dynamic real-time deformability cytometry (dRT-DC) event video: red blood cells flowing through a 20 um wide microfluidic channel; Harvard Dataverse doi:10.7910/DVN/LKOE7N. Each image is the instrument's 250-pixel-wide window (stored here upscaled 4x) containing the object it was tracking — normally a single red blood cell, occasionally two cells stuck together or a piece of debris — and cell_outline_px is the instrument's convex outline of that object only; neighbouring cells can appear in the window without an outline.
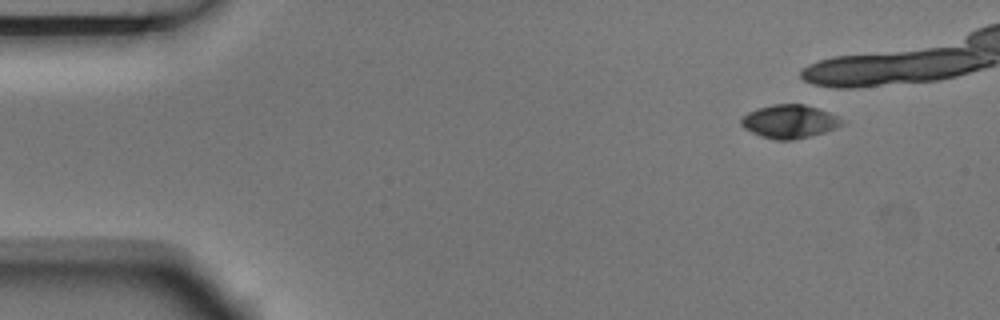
{"species": "Egyptian fruit bat (a non-hibernating species)", "species_latin": "Rousettus aegyptiacus", "temperature_condition": "room temperature", "stored_images_in_passage": 6, "camera_frame_rate_fps": 3000, "um_per_image_px": 0.085, "animal": {"sex": "male"}, "frame": {"image": 1, "passage_image": 1, "time_ms": 0.0, "image_size_px": [1000, 320], "cell_outline_px": [[844, 124], [836, 128], [824, 132], [792, 140], [776, 140], [760, 136], [744, 128], [740, 124], [740, 120], [748, 112], [756, 108], [772, 104], [804, 104], [828, 112], [836, 116]], "centroid_in_image_um": [67.06, 10.32], "position_along_channel_um": 17.9, "area_um2": 19.42}}